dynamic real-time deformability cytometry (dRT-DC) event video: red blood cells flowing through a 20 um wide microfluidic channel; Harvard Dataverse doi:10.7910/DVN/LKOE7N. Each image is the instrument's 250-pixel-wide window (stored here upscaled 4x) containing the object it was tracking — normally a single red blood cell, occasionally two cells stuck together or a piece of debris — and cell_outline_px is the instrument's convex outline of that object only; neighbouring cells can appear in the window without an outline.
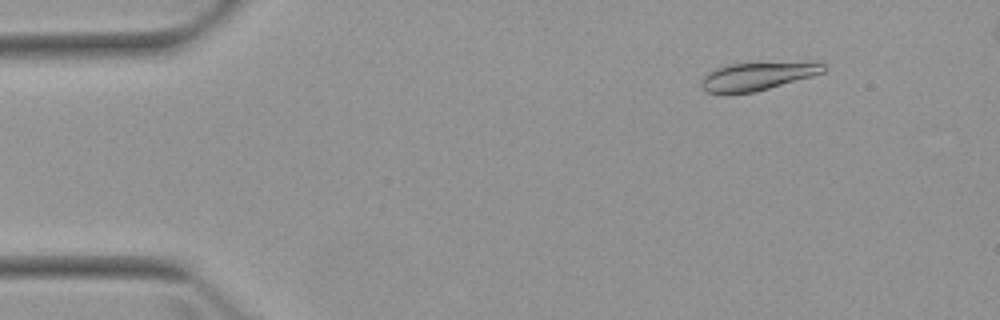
{"species": "Egyptian fruit bat (a non-hibernating species)", "species_latin": "Rousettus aegyptiacus", "temperature_condition": "warm", "stored_images_in_passage": 5, "camera_frame_rate_fps": 3000, "um_per_image_px": 0.085, "animal": {"sex": "female"}, "frame": {"image": 1, "passage_image": 2, "time_ms": 1.0, "image_size_px": [1000, 320], "cell_outline_px": [[828, 68], [824, 72], [812, 76], [756, 92], [708, 92], [700, 88], [700, 80], [712, 68], [728, 64], [812, 60], [828, 64]], "centroid_in_image_um": [64.47, 6.42], "position_along_channel_um": 20.5, "area_um2": 20.69}}